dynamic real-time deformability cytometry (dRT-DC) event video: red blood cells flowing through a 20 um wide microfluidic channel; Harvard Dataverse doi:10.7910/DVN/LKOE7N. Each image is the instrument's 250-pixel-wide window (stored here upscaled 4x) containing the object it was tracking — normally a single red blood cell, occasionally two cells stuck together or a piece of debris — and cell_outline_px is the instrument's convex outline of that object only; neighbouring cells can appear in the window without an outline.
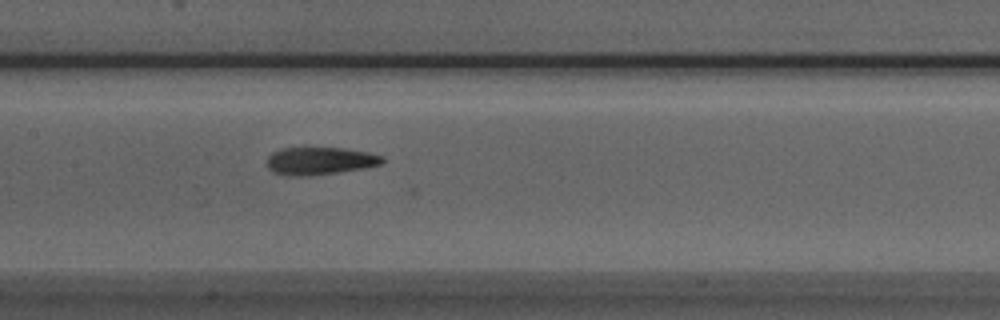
{"species": "Egyptian fruit bat (a non-hibernating species)", "species_latin": "Rousettus aegyptiacus", "temperature_condition": "room temperature", "stored_images_in_passage": 37, "camera_frame_rate_fps": 3000, "um_per_image_px": 0.085, "animal": {"sex": "male"}, "frame": {"image": 1, "passage_image": 10, "time_ms": 3.0, "image_size_px": [1000, 320], "cell_outline_px": [[384, 160], [380, 164], [364, 168], [308, 176], [284, 176], [272, 172], [268, 168], [268, 156], [272, 152], [280, 148], [344, 148], [368, 152], [384, 156]], "centroid_in_image_um": [27.16, 13.68], "position_along_channel_um": 180.2, "area_um2": 18.61}}
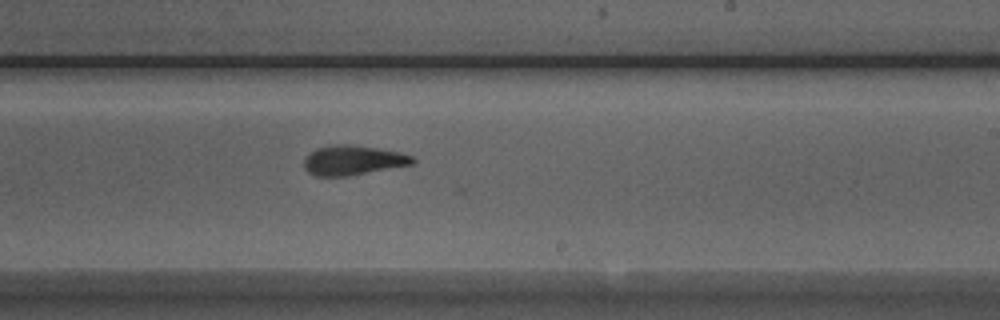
{"frame": {"image": 2, "passage_image": 16, "time_ms": 5.0, "image_size_px": [1000, 320], "cell_outline_px": [[416, 160], [412, 164], [348, 176], [316, 176], [308, 172], [304, 168], [304, 156], [316, 148], [332, 144], [352, 144], [376, 148], [396, 152], [412, 156]], "centroid_in_image_um": [29.93, 13.61], "position_along_channel_um": 259.1, "area_um2": 18.73}}
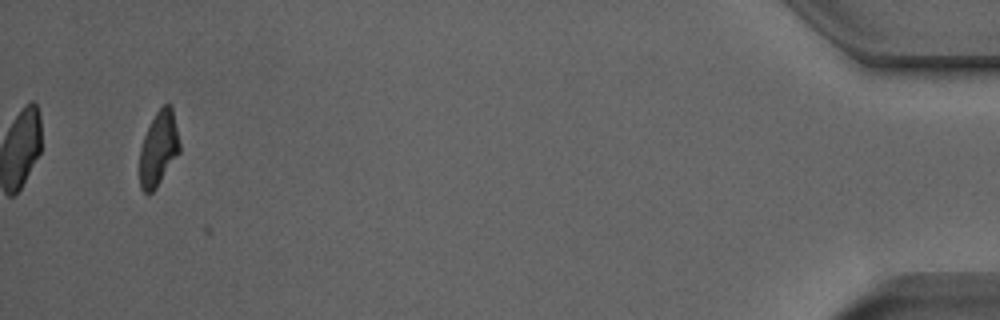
{"frame": {"image": 3, "passage_image": 35, "time_ms": 11.333, "image_size_px": [1000, 320], "cell_outline_px": [[180, 152], [156, 188], [152, 192], [144, 192], [140, 188], [140, 148], [144, 136], [156, 112], [164, 104], [172, 104], [180, 144]], "centroid_in_image_um": [13.49, 12.62], "position_along_channel_um": 421.7, "area_um2": 17.28}}